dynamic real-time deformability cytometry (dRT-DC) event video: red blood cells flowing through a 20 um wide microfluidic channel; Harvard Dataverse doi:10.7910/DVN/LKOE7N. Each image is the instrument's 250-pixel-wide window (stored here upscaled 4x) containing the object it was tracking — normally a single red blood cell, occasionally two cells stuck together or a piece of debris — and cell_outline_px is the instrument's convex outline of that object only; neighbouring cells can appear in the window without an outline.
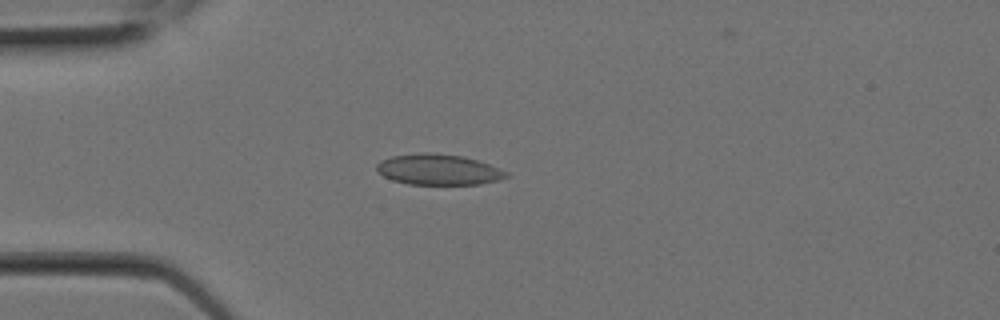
{"species": "Egyptian fruit bat (a non-hibernating species)", "species_latin": "Rousettus aegyptiacus", "temperature_condition": "room temperature", "stored_images_in_passage": 8, "camera_frame_rate_fps": 3000, "um_per_image_px": 0.085, "animal": {"sex": "female"}, "frame": {"image": 1, "passage_image": 6, "time_ms": 1.667, "image_size_px": [1000, 320], "cell_outline_px": [[508, 176], [496, 180], [480, 184], [408, 184], [392, 180], [384, 176], [376, 168], [376, 164], [380, 160], [392, 156], [420, 152], [432, 152], [464, 156], [488, 164], [508, 172]], "centroid_in_image_um": [37.23, 14.4], "position_along_channel_um": 47.8, "area_um2": 23.12}}
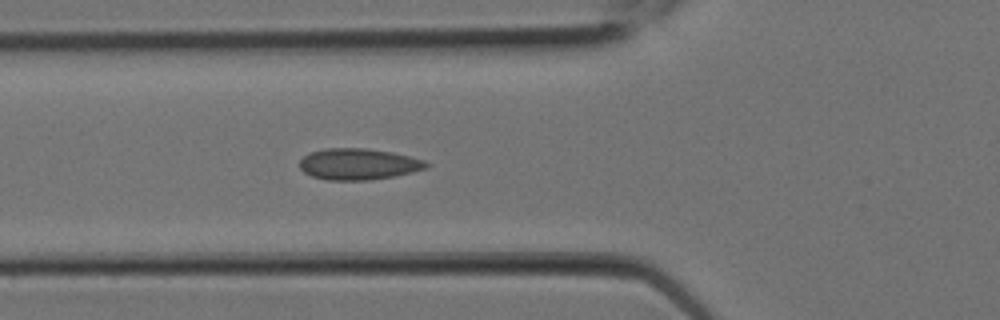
{"frame": {"image": 2, "passage_image": 8, "time_ms": 2.333, "image_size_px": [1000, 320], "cell_outline_px": [[432, 164], [428, 168], [396, 176], [368, 180], [328, 180], [312, 176], [304, 172], [300, 168], [300, 160], [304, 156], [312, 152], [324, 148], [364, 148], [392, 152], [424, 160]], "centroid_in_image_um": [30.5, 13.95], "position_along_channel_um": 95.3, "area_um2": 23.12}}